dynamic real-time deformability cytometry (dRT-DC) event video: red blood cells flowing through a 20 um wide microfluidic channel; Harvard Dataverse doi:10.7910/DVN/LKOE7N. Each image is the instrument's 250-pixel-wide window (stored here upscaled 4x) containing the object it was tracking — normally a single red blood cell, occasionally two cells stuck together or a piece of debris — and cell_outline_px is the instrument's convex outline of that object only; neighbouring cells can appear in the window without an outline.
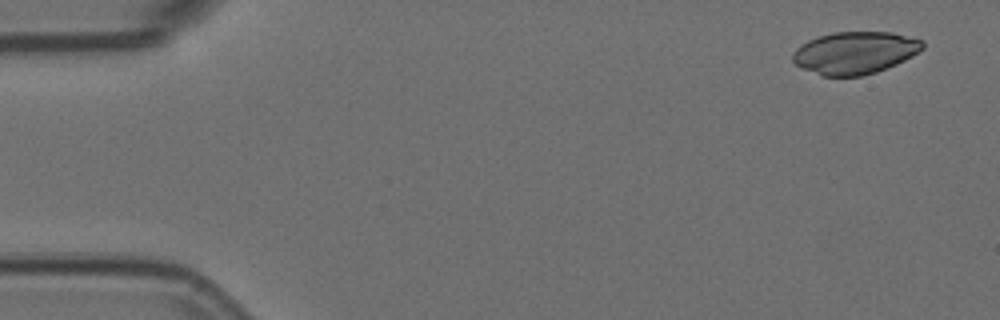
{"species": "Egyptian fruit bat (a non-hibernating species)", "species_latin": "Rousettus aegyptiacus", "temperature_condition": "room temperature", "stored_images_in_passage": 5, "camera_frame_rate_fps": 3000, "um_per_image_px": 0.085, "animal": {"sex": "female"}, "frame": {"image": 1, "passage_image": 1, "time_ms": 0.0, "image_size_px": [1000, 320], "cell_outline_px": [[924, 48], [912, 56], [896, 64], [876, 72], [860, 76], [820, 76], [796, 64], [792, 60], [792, 52], [796, 48], [808, 40], [832, 32], [892, 32], [924, 40]], "centroid_in_image_um": [72.67, 4.48], "position_along_channel_um": 12.3, "area_um2": 32.02}}